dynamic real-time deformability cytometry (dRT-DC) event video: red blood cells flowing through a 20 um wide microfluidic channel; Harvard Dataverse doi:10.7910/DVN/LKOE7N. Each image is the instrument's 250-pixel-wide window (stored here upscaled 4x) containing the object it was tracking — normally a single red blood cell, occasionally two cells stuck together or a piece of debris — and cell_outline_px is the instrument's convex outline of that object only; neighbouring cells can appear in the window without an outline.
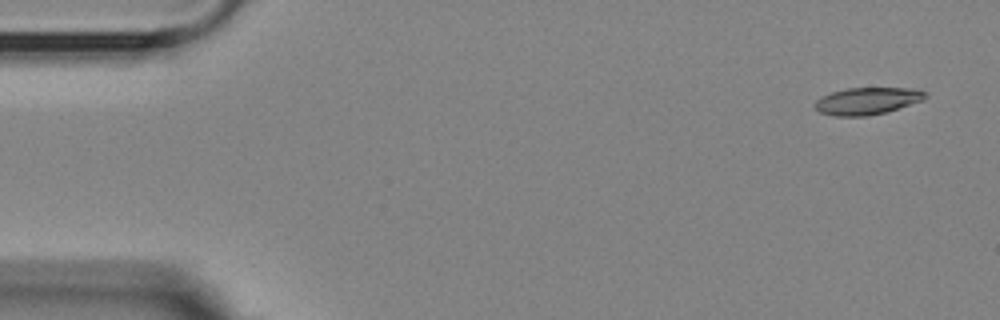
{"species": "Egyptian fruit bat (a non-hibernating species)", "species_latin": "Rousettus aegyptiacus", "temperature_condition": "room temperature", "stored_images_in_passage": 4, "camera_frame_rate_fps": 3000, "um_per_image_px": 0.085, "animal": {"sex": "female"}, "frame": {"image": 1, "passage_image": 1, "time_ms": 0.0, "image_size_px": [1000, 320], "cell_outline_px": [[928, 96], [924, 100], [884, 112], [868, 116], [836, 116], [820, 112], [816, 108], [816, 100], [820, 96], [832, 92], [848, 88], [920, 88]], "centroid_in_image_um": [73.74, 8.57], "position_along_channel_um": 11.3, "area_um2": 17.34}}